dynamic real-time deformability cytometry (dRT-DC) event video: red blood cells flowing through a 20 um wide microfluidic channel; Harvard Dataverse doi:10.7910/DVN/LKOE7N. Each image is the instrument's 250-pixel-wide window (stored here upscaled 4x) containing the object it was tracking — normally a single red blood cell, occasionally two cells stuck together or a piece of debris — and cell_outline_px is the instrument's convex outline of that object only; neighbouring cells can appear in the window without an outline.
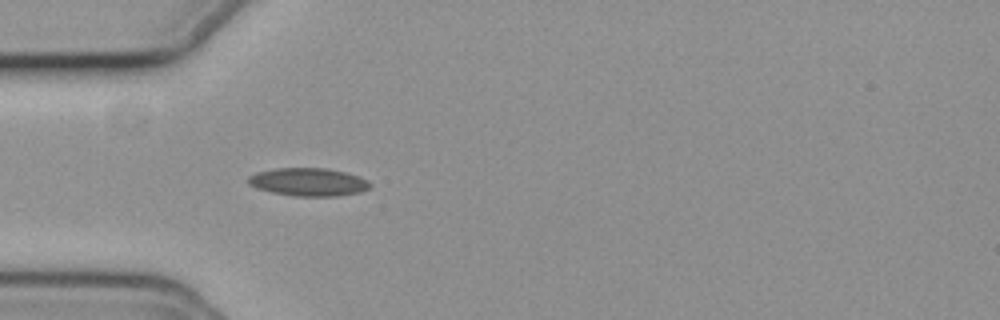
{"species": "common noctule bat (a hibernating species)", "species_latin": "Nyctalus noctula", "temperature_condition": "cold", "stored_images_in_passage": 12, "camera_frame_rate_fps": 3000, "um_per_image_px": 0.085, "animal": {"sex": "female", "body_mass_g": 19.3, "forearm_length_mm": 54.1}, "frame": {"image": 1, "passage_image": 4, "time_ms": 1.0, "image_size_px": [1000, 320], "cell_outline_px": [[372, 184], [368, 188], [360, 192], [336, 196], [296, 196], [272, 192], [256, 188], [248, 184], [248, 176], [256, 172], [276, 168], [324, 168], [344, 172], [368, 180]], "centroid_in_image_um": [26.18, 15.47], "position_along_channel_um": 58.8, "area_um2": 19.77}}